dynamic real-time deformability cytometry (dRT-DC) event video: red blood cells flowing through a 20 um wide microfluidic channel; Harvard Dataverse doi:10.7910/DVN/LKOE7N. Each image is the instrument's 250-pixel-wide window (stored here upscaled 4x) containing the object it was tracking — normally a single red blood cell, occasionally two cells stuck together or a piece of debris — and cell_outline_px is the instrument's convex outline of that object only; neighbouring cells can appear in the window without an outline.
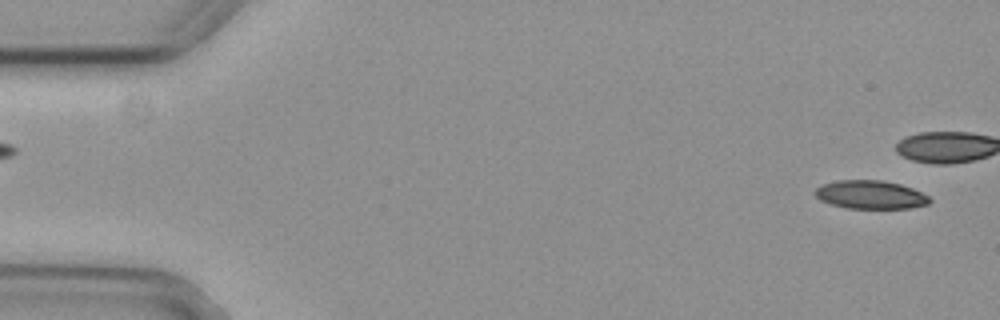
{"species": "common noctule bat (a hibernating species)", "species_latin": "Nyctalus noctula", "temperature_condition": "cold", "stored_images_in_passage": 4, "segment_of_instrument_passage": [2, 2], "camera_frame_rate_fps": 3000, "um_per_image_px": 0.085, "animal": {"sex": "female", "body_mass_g": 29.2, "forearm_length_mm": 56.3}, "frame": {"image": 1, "passage_image": 4, "time_ms": 1.0, "image_size_px": [1000, 320], "cell_outline_px": [[932, 200], [928, 204], [912, 208], [848, 208], [832, 204], [820, 200], [812, 192], [816, 188], [824, 184], [840, 180], [884, 180], [900, 184], [912, 188], [928, 196]], "centroid_in_image_um": [74.0, 16.55], "position_along_channel_um": 11.0, "area_um2": 18.9}}